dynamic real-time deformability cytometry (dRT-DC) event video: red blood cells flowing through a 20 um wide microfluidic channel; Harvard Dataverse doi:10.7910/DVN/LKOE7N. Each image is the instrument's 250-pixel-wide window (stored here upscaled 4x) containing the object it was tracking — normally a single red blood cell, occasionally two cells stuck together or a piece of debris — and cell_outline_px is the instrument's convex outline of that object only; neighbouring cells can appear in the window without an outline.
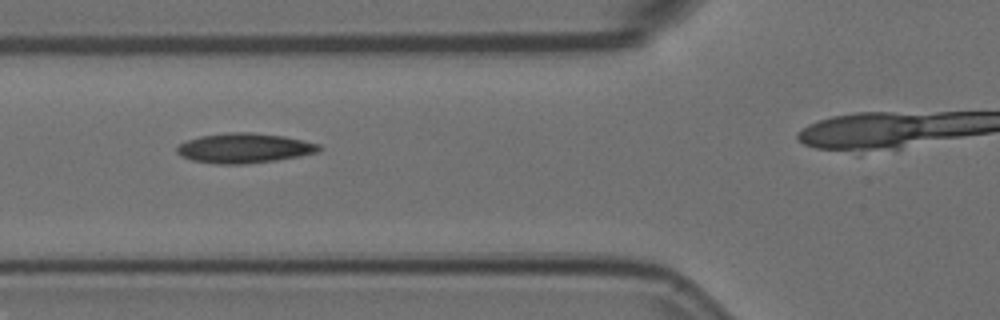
{"species": "Egyptian fruit bat (a non-hibernating species)", "species_latin": "Rousettus aegyptiacus", "temperature_condition": "room temperature", "stored_images_in_passage": 5, "camera_frame_rate_fps": 3000, "um_per_image_px": 0.085, "animal": {"sex": "female"}, "frame": {"image": 1, "passage_image": 3, "time_ms": 0.667, "image_size_px": [1000, 320], "cell_outline_px": [[324, 148], [316, 152], [300, 156], [276, 160], [240, 164], [216, 164], [192, 160], [180, 156], [176, 152], [176, 148], [180, 144], [188, 140], [200, 136], [228, 132], [252, 132], [284, 136], [304, 140], [320, 144]], "centroid_in_image_um": [20.77, 12.58], "position_along_channel_um": 105.0, "area_um2": 24.74}}
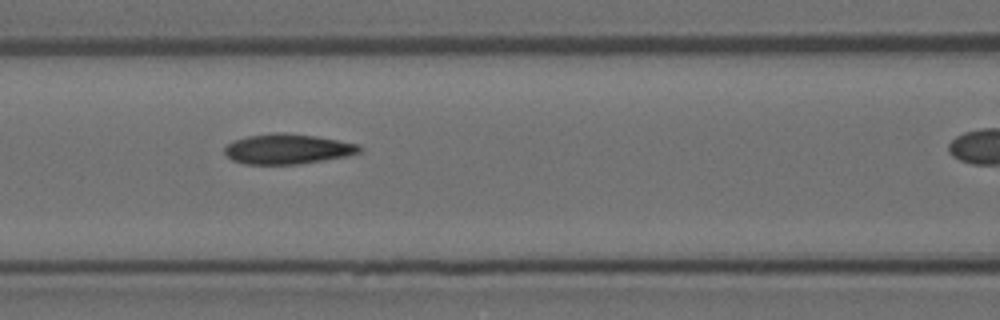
{"frame": {"image": 2, "passage_image": 4, "time_ms": 1.0, "image_size_px": [1000, 320], "cell_outline_px": [[364, 148], [360, 152], [344, 156], [300, 164], [244, 164], [232, 160], [224, 152], [224, 148], [232, 140], [248, 136], [276, 132], [284, 132], [316, 136], [360, 144]], "centroid_in_image_um": [24.44, 12.65], "position_along_channel_um": 142.2, "area_um2": 23.7}}